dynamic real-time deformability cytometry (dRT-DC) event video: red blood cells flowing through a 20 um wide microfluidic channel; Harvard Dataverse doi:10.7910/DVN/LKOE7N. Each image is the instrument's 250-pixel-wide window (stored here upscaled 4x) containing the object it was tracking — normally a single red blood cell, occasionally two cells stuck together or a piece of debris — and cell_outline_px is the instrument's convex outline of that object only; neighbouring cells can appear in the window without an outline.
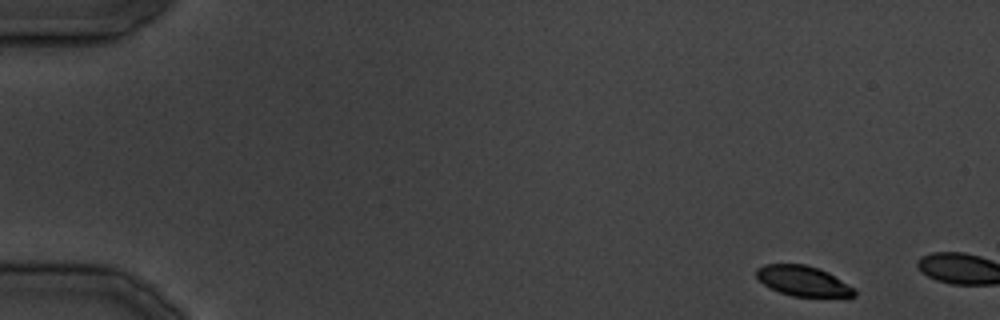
{"species": "common noctule bat (a hibernating species)", "species_latin": "Nyctalus noctula", "temperature_condition": "cold", "stored_images_in_passage": 4, "camera_frame_rate_fps": 3000, "um_per_image_px": 0.085, "animal": {"sex": "male", "body_mass_g": 19.5, "forearm_length_mm": 54.6}, "frame": {"image": 1, "passage_image": 1, "time_ms": 0.0, "image_size_px": [1000, 320], "cell_outline_px": [[856, 296], [848, 300], [792, 296], [780, 292], [764, 284], [756, 276], [756, 268], [764, 264], [804, 264], [820, 268], [828, 272], [856, 288]], "centroid_in_image_um": [68.4, 23.94], "position_along_channel_um": 16.6, "area_um2": 18.09}}